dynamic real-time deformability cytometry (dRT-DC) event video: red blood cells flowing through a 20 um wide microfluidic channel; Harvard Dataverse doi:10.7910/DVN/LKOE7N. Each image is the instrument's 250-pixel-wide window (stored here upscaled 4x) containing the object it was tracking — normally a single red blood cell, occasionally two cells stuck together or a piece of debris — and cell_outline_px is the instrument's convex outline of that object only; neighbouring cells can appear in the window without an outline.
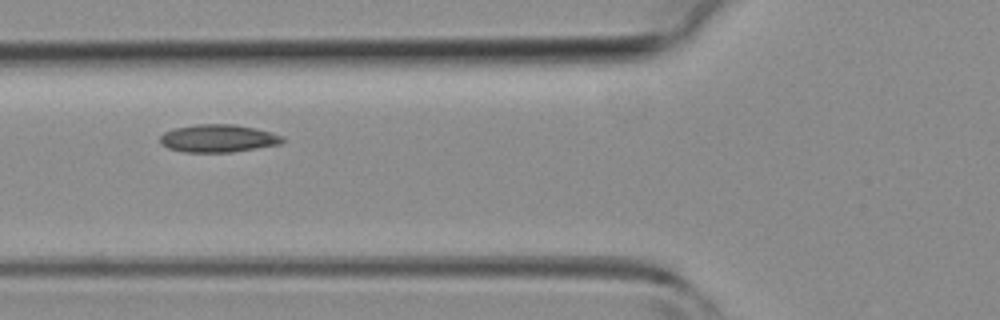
{"species": "common noctule bat (a hibernating species)", "species_latin": "Nyctalus noctula", "temperature_condition": "room temperature", "stored_images_in_passage": 5, "camera_frame_rate_fps": 3000, "um_per_image_px": 0.085, "animal": {"sex": "female", "body_mass_g": 19.3, "forearm_length_mm": 54.1}, "frame": {"image": 1, "passage_image": 5, "time_ms": 5.333, "image_size_px": [1000, 320], "cell_outline_px": [[284, 140], [280, 144], [232, 152], [184, 152], [168, 148], [160, 144], [160, 136], [164, 132], [172, 128], [196, 124], [236, 124], [256, 128], [272, 132], [284, 136]], "centroid_in_image_um": [18.53, 11.75], "position_along_channel_um": 107.3, "area_um2": 20.0}}